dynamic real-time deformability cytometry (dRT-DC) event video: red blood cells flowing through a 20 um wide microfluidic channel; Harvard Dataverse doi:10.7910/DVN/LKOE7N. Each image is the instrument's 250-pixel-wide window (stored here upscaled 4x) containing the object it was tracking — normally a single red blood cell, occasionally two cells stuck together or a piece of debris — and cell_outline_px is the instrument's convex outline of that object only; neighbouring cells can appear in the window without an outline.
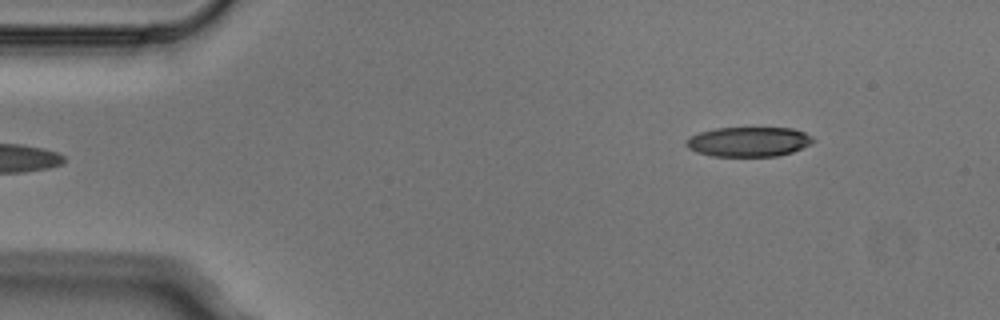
{"species": "Egyptian fruit bat (a non-hibernating species)", "species_latin": "Rousettus aegyptiacus", "temperature_condition": "cold", "stored_images_in_passage": 4, "segment_of_instrument_passage": [2, 2], "camera_frame_rate_fps": 3000, "um_per_image_px": 0.085, "animal": {"sex": "male"}, "frame": {"image": 1, "passage_image": 4, "time_ms": 1.0, "image_size_px": [1000, 320], "cell_outline_px": [[816, 140], [792, 152], [776, 156], [712, 156], [696, 152], [688, 148], [684, 144], [688, 136], [700, 132], [716, 128], [792, 128], [804, 132], [812, 136]], "centroid_in_image_um": [63.59, 12.04], "position_along_channel_um": 21.4, "area_um2": 21.96}}